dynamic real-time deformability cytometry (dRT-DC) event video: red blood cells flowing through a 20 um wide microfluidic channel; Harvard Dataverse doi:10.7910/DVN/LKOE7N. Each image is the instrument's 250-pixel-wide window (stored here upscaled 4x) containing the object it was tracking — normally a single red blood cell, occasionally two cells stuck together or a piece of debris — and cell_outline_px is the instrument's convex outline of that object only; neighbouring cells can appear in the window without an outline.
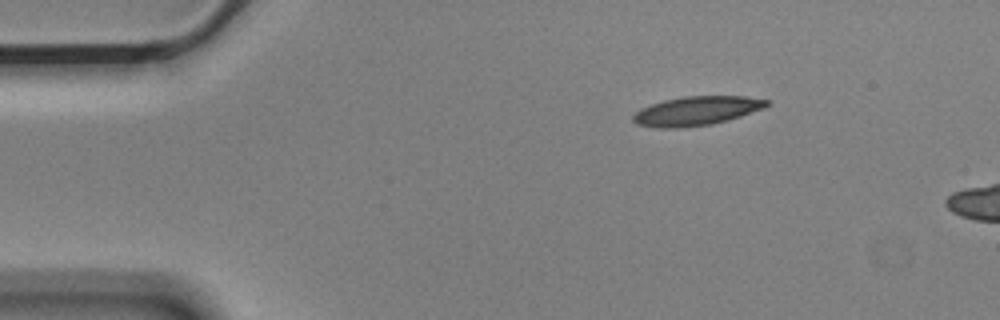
{"species": "Egyptian fruit bat (a non-hibernating species)", "species_latin": "Rousettus aegyptiacus", "temperature_condition": "cold", "stored_images_in_passage": 3, "camera_frame_rate_fps": 3000, "um_per_image_px": 0.085, "animal": {"sex": "male"}, "frame": {"image": 1, "passage_image": 1, "time_ms": 0.0, "image_size_px": [1000, 320], "cell_outline_px": [[768, 104], [764, 108], [728, 120], [712, 124], [684, 128], [660, 128], [636, 124], [632, 120], [632, 116], [640, 108], [664, 100], [684, 96], [744, 96], [768, 100]], "centroid_in_image_um": [59.17, 9.43], "position_along_channel_um": 25.8, "area_um2": 22.6}}